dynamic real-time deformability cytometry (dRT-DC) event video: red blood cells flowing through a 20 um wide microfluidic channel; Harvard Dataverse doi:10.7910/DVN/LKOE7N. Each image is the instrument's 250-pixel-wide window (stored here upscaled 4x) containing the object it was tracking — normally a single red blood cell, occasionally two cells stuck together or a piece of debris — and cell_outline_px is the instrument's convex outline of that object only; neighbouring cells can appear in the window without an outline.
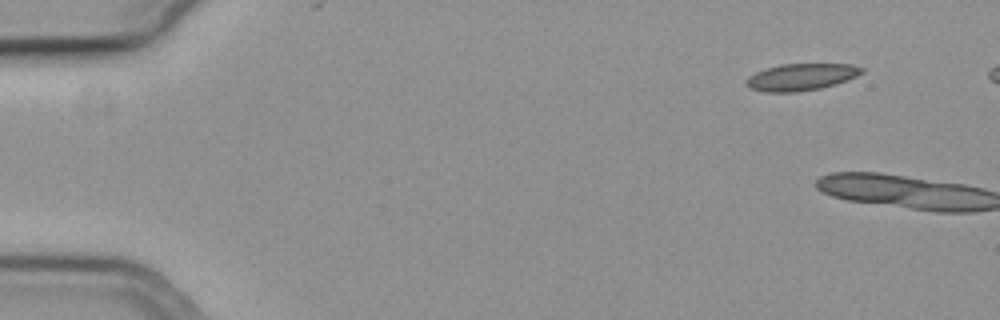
{"species": "common noctule bat (a hibernating species)", "species_latin": "Nyctalus noctula", "temperature_condition": "cold", "stored_images_in_passage": 3, "camera_frame_rate_fps": 3000, "um_per_image_px": 0.085, "animal": {"sex": "female", "body_mass_g": 19.3, "forearm_length_mm": 54.1}, "frame": {"image": 1, "passage_image": 1, "time_ms": 0.0, "image_size_px": [1000, 320], "cell_outline_px": [[864, 72], [848, 80], [836, 84], [820, 88], [792, 92], [764, 92], [752, 88], [744, 84], [744, 80], [748, 76], [764, 68], [780, 64], [852, 64], [864, 68]], "centroid_in_image_um": [68.08, 6.54], "position_along_channel_um": 16.9, "area_um2": 18.21}}